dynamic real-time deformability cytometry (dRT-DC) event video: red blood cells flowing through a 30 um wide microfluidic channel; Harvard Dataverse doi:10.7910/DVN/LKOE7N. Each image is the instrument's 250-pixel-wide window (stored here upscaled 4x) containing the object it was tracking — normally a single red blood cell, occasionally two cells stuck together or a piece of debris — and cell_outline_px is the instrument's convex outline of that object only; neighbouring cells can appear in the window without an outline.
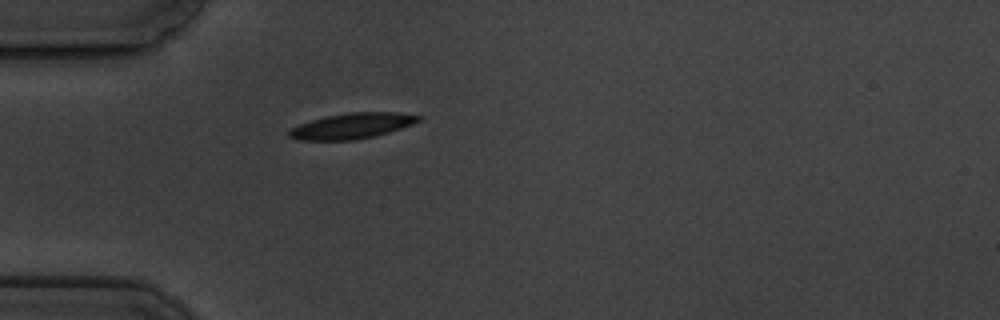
{"species": "common noctule bat (a hibernating species)", "species_latin": "Nyctalus noctula", "temperature_condition": "cold", "stored_images_in_passage": 1, "camera_frame_rate_fps": 3000, "um_per_image_px": 0.085, "animal": {"sex": "male", "body_mass_g": 19.5, "forearm_length_mm": 54.6}, "frame": {"image": 1, "passage_image": 1, "time_ms": 0.0, "image_size_px": [1000, 320], "cell_outline_px": [[424, 116], [420, 120], [412, 124], [376, 136], [356, 140], [300, 140], [288, 136], [288, 132], [292, 128], [300, 124], [312, 120], [328, 116], [352, 112], [396, 112]], "centroid_in_image_um": [29.95, 10.7], "position_along_channel_um": 55.1, "area_um2": 19.13}}